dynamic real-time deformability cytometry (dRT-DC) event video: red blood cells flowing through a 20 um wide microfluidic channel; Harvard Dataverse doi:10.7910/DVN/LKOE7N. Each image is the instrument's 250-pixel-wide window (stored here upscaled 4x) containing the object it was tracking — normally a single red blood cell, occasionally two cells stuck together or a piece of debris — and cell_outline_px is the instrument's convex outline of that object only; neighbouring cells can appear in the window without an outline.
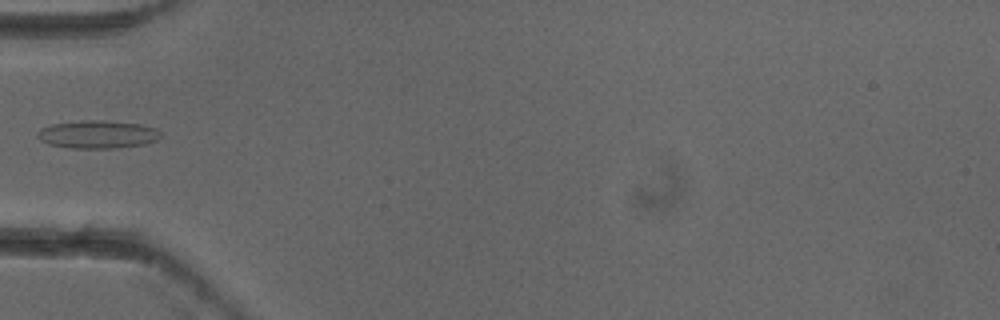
{"species": "common noctule bat (a hibernating species)", "species_latin": "Nyctalus noctula", "temperature_condition": "cold", "stored_images_in_passage": 4, "camera_frame_rate_fps": 3000, "um_per_image_px": 0.085, "animal": {"sex": "female"}, "frame": {"image": 1, "passage_image": 3, "time_ms": 0.667, "image_size_px": [1000, 320], "cell_outline_px": [[160, 136], [156, 140], [144, 144], [116, 148], [72, 148], [48, 144], [40, 140], [36, 136], [36, 132], [40, 128], [52, 124], [80, 120], [104, 120], [140, 124], [156, 128], [160, 132]], "centroid_in_image_um": [8.26, 11.42], "position_along_channel_um": 76.7, "area_um2": 20.17}}
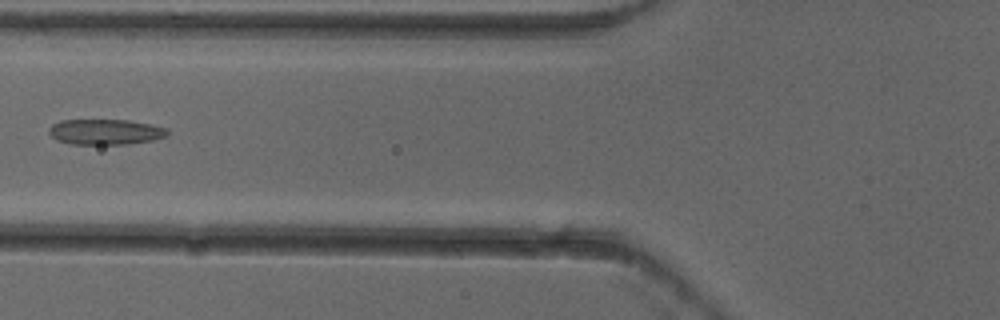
{"frame": {"image": 2, "passage_image": 4, "time_ms": 1.0, "image_size_px": [1000, 320], "cell_outline_px": [[168, 136], [152, 140], [124, 144], [72, 144], [56, 140], [48, 132], [48, 128], [52, 124], [60, 120], [128, 120], [168, 128]], "centroid_in_image_um": [8.93, 11.21], "position_along_channel_um": 116.9, "area_um2": 17.57}}